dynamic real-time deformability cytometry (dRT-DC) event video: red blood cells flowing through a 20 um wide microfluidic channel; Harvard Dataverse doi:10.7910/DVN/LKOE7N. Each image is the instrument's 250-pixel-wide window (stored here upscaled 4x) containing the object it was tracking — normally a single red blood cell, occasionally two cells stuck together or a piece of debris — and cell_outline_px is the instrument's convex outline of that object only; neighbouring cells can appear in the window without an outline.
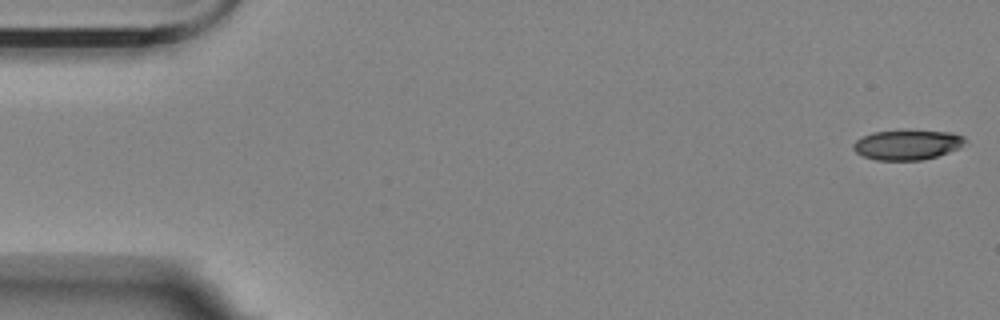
{"species": "Egyptian fruit bat (a non-hibernating species)", "species_latin": "Rousettus aegyptiacus", "temperature_condition": "room temperature", "stored_images_in_passage": 54, "camera_frame_rate_fps": 3000, "um_per_image_px": 0.085, "animal": {"sex": "female"}, "frame": {"image": 1, "passage_image": 1, "time_ms": 0.0, "image_size_px": [1000, 320], "cell_outline_px": [[968, 140], [960, 148], [936, 156], [920, 160], [876, 160], [864, 156], [856, 152], [852, 148], [852, 144], [856, 140], [872, 132], [952, 132], [964, 136]], "centroid_in_image_um": [77.13, 12.33], "position_along_channel_um": 7.9, "area_um2": 19.02}}
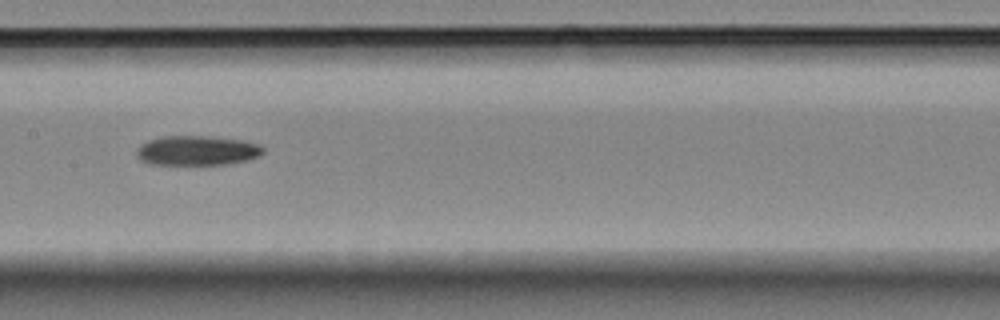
{"frame": {"image": 2, "passage_image": 28, "time_ms": 9.0, "image_size_px": [1000, 320], "cell_outline_px": [[264, 152], [260, 156], [248, 160], [224, 164], [148, 164], [140, 160], [136, 156], [136, 148], [140, 144], [148, 140], [160, 136], [208, 136], [240, 140], [260, 144], [264, 148]], "centroid_in_image_um": [16.72, 12.79], "position_along_channel_um": 190.7, "area_um2": 22.02}}
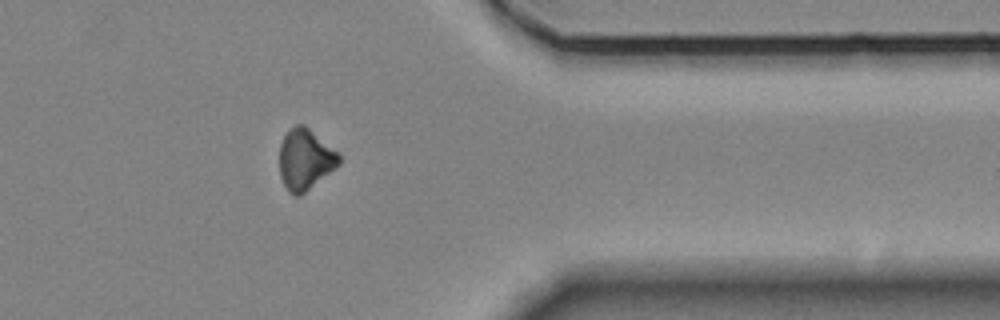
{"frame": {"image": 3, "passage_image": 46, "time_ms": 15.0, "image_size_px": [1000, 320], "cell_outline_px": [[340, 164], [300, 196], [296, 196], [288, 192], [280, 176], [280, 144], [288, 128], [296, 124], [304, 124], [336, 152], [340, 156]], "centroid_in_image_um": [25.9, 13.55], "position_along_channel_um": 385.5, "area_um2": 20.87}, "authors_computed_cell_mechanics": {"area_um2": 21.7328, "velocity_mm_per_s": 3.4854, "shape_relaxation_time_tau1_ms": 5.7007, "shape_relaxation_time_tau2_ms": null, "deformation_change_tau1": 0.154, "deformation_change_tau2": null}}